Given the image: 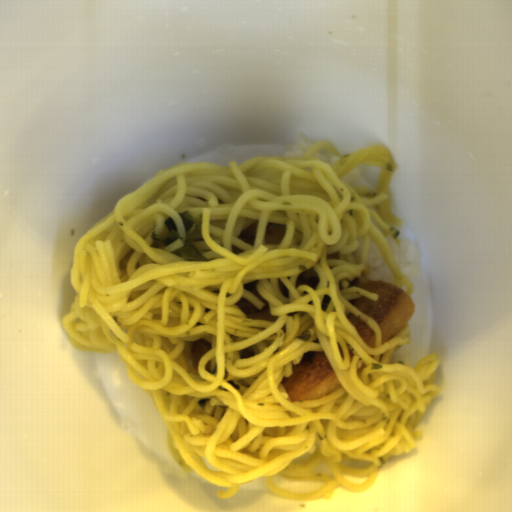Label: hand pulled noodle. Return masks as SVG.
<instances>
[{
  "mask_svg": "<svg viewBox=\"0 0 512 512\" xmlns=\"http://www.w3.org/2000/svg\"><path fill=\"white\" fill-rule=\"evenodd\" d=\"M338 158L331 167L311 158L320 149ZM382 168L375 192L340 180L358 165ZM388 146L374 144L341 155L319 140L301 156L259 155L241 165L228 160L182 161L119 197L73 246L69 283L76 296L61 325L79 352L120 354L127 378L149 391L166 428L169 454L229 499L261 477L274 497L332 499L339 487L370 490L391 456L424 441L416 430L433 398L439 355L415 367L389 363L397 346L412 343L407 324L382 345L377 322L349 300H380L351 282L361 278L370 241L394 286L413 295L391 244L401 252L402 218L392 209L391 177L398 169ZM190 211L186 233L178 213ZM179 237L166 246L163 222ZM257 222L255 245L239 234ZM268 223L286 224L279 245H264ZM192 242L209 261L170 254ZM320 276L315 291L295 287L302 271ZM258 280V281H257ZM257 281L274 323L248 319L241 297ZM198 339L211 343L197 370L189 362ZM325 352L342 386L317 400L291 402L281 379L309 352ZM342 460L373 462L365 468ZM335 478L313 473L321 462ZM289 482H323L314 493H291ZM344 475L368 479L353 485Z\"/></svg>",
  "mask_w": 512,
  "mask_h": 512,
  "instance_id": "hand-pulled-noodle-1",
  "label": "hand pulled noodle"
}]
</instances>
